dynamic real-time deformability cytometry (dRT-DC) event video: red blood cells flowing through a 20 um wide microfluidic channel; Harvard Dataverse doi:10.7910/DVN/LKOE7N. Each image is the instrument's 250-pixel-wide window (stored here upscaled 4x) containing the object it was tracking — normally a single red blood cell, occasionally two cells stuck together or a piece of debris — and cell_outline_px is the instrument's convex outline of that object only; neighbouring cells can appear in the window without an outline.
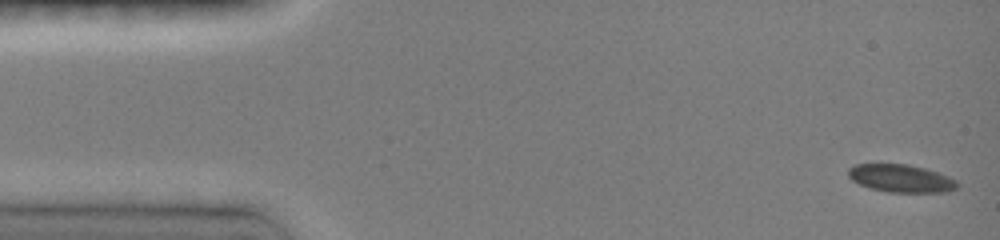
{"species": "common noctule bat (a hibernating species)", "species_latin": "Nyctalus noctula", "temperature_condition": "room temperature", "stored_images_in_passage": 45, "camera_frame_rate_fps": 3000, "um_per_image_px": 0.085, "animal": {"sex": "female", "body_mass_g": 19.0, "forearm_length_mm": 51.5}, "frame": {"image": 1, "passage_image": 1, "time_ms": 0.0, "image_size_px": [1000, 240], "cell_outline_px": [[960, 184], [956, 188], [948, 192], [888, 192], [868, 188], [852, 180], [848, 176], [848, 168], [856, 164], [908, 164], [924, 168], [948, 176], [956, 180]], "centroid_in_image_um": [76.58, 15.16], "position_along_channel_um": 8.4, "area_um2": 17.69}}
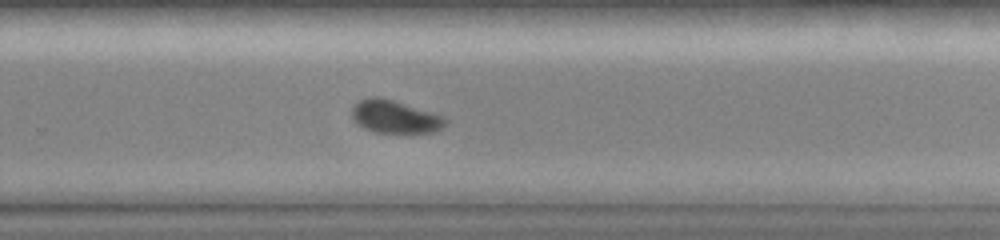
{"frame": {"image": 2, "passage_image": 32, "time_ms": 10.0, "image_size_px": [1000, 240], "cell_outline_px": [[448, 120], [436, 132], [372, 132], [356, 124], [352, 116], [352, 104], [368, 96], [380, 96], [444, 116]], "centroid_in_image_um": [33.51, 9.91], "position_along_channel_um": 296.3, "area_um2": 17.92}}
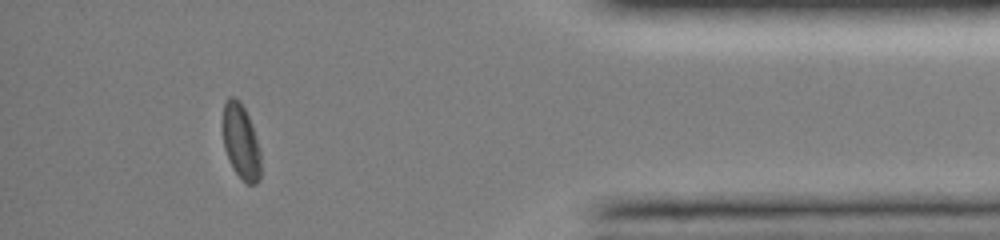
{"frame": {"image": 3, "passage_image": 41, "time_ms": 13.667, "image_size_px": [1000, 240], "cell_outline_px": [[260, 180], [256, 184], [248, 184], [232, 168], [228, 160], [224, 148], [224, 104], [228, 96], [232, 96], [240, 100], [248, 116], [260, 148]], "centroid_in_image_um": [20.49, 12.06], "position_along_channel_um": 414.7, "area_um2": 16.42}, "authors_computed_cell_mechanics": {"area_um2": 17.918, "velocity_mm_per_s": 4.036, "shape_relaxation_time_tau1_ms": 3.7971, "shape_relaxation_time_tau2_ms": null, "deformation_change_tau1": 0.0943, "deformation_change_tau2": null}}